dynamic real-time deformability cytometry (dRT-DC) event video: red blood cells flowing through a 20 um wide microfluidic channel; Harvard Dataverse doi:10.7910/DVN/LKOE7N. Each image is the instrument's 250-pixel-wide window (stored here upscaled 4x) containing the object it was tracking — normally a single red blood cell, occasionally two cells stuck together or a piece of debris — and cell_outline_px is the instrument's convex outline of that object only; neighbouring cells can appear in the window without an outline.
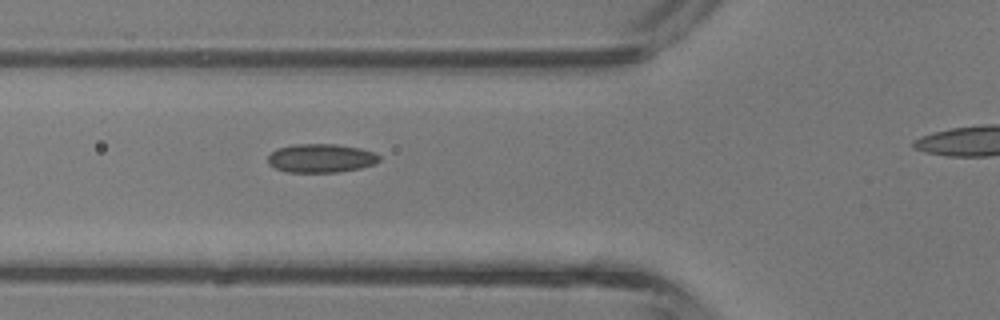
{"species": "common noctule bat (a hibernating species)", "species_latin": "Nyctalus noctula", "temperature_condition": "room temperature", "stored_images_in_passage": 3, "segment_of_instrument_passage": [1, 2], "camera_frame_rate_fps": 3000, "um_per_image_px": 0.085, "animal": {"sex": "male", "body_mass_g": 13.3}, "frame": {"image": 1, "passage_image": 2, "time_ms": 0.333, "image_size_px": [1000, 320], "cell_outline_px": [[380, 160], [376, 164], [360, 168], [336, 172], [288, 172], [276, 168], [268, 164], [268, 156], [272, 152], [280, 148], [292, 144], [336, 144], [360, 148], [372, 152], [380, 156]], "centroid_in_image_um": [27.3, 13.45], "position_along_channel_um": 98.5, "area_um2": 18.55}}